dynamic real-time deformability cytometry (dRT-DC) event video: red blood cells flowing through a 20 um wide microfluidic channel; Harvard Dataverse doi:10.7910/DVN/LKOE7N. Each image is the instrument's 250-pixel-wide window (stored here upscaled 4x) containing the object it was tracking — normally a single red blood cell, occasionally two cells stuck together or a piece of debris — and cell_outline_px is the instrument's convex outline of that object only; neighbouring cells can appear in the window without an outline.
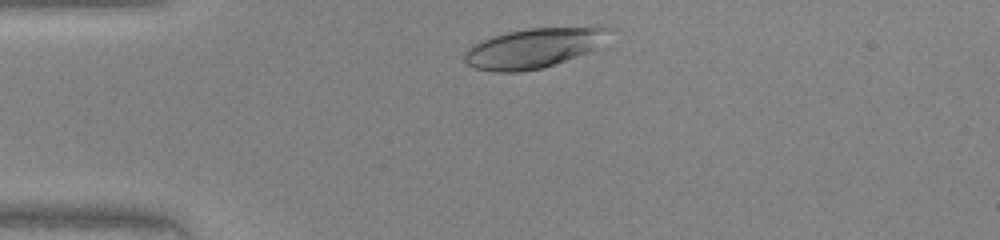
{"species": "human", "species_latin": "Homo sapiens", "temperature_condition": "warm", "stored_images_in_passage": 30, "camera_frame_rate_fps": 3000, "um_per_image_px": 0.085, "donor": {"sex": "female"}, "frame": {"image": 1, "passage_image": 3, "time_ms": 0.667, "image_size_px": [1000, 240], "cell_outline_px": [[608, 28], [592, 48], [576, 56], [540, 68], [520, 72], [496, 72], [472, 68], [464, 60], [464, 52], [472, 44], [480, 40], [492, 36], [508, 32], [528, 28], [596, 24], [600, 24]], "centroid_in_image_um": [45.24, 4.05], "position_along_channel_um": 39.8, "area_um2": 33.23}}
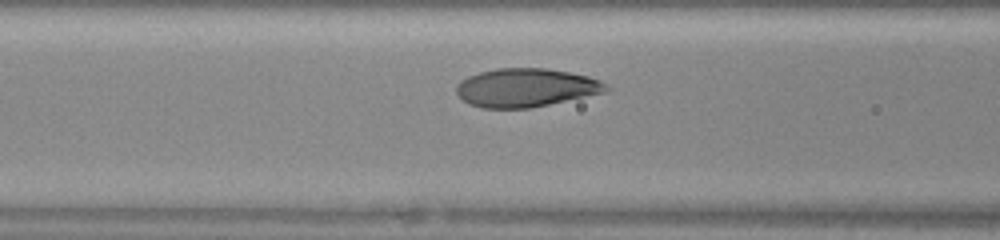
{"frame": {"image": 2, "passage_image": 11, "time_ms": 3.333, "image_size_px": [1000, 240], "cell_outline_px": [[612, 88], [608, 92], [532, 108], [480, 108], [468, 104], [456, 92], [456, 84], [460, 80], [468, 76], [480, 72], [496, 68], [548, 68], [588, 76], [600, 80], [608, 84]], "centroid_in_image_um": [44.74, 7.46], "position_along_channel_um": 121.9, "area_um2": 34.04}}